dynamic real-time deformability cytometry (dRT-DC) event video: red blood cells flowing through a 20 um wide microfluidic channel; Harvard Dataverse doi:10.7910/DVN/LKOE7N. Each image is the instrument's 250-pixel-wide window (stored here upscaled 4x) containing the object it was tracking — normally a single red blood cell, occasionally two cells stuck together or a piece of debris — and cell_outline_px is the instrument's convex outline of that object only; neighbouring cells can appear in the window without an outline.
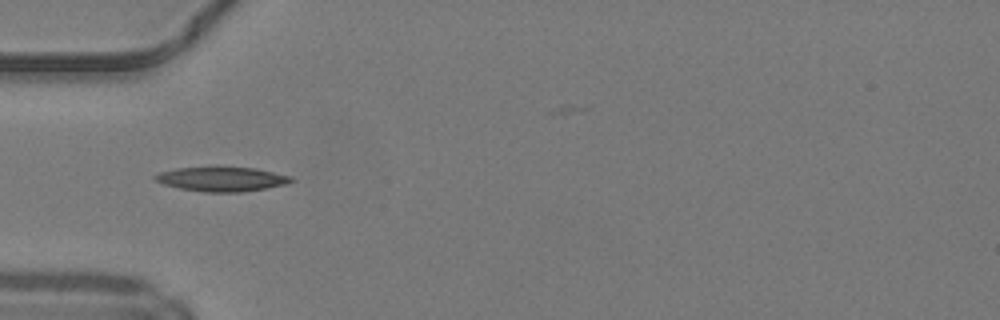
{"species": "common noctule bat (a hibernating species)", "species_latin": "Nyctalus noctula", "temperature_condition": "warm", "stored_images_in_passage": 27, "camera_frame_rate_fps": 3000, "um_per_image_px": 0.085, "animal": {"sex": "male", "body_mass_g": 19.2, "forearm_length_mm": 51.8}, "frame": {"image": 1, "passage_image": 1, "time_ms": 0.0, "image_size_px": [1000, 320], "cell_outline_px": [[296, 180], [284, 184], [264, 188], [240, 192], [204, 192], [180, 188], [164, 184], [156, 180], [152, 176], [160, 172], [176, 168], [216, 164], [256, 168], [292, 176]], "centroid_in_image_um": [18.83, 15.17], "position_along_channel_um": 66.2, "area_um2": 20.11}}
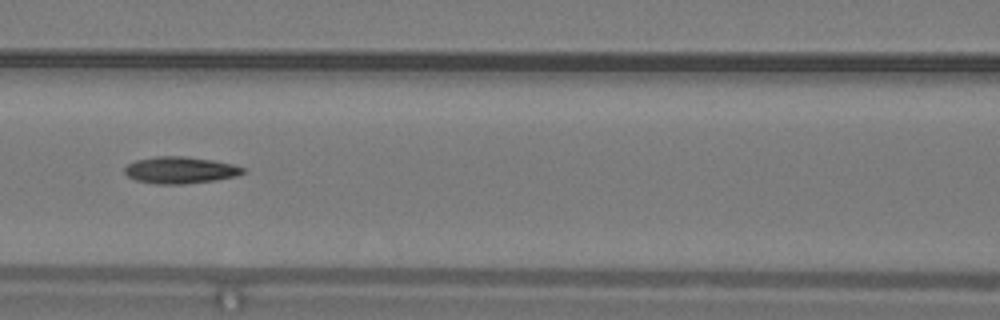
{"frame": {"image": 2, "passage_image": 7, "time_ms": 2.0, "image_size_px": [1000, 320], "cell_outline_px": [[244, 172], [236, 176], [216, 180], [184, 184], [156, 184], [136, 180], [128, 176], [124, 172], [124, 168], [128, 164], [136, 160], [156, 156], [184, 156], [212, 160], [232, 164], [244, 168]], "centroid_in_image_um": [15.3, 14.46], "position_along_channel_um": 151.3, "area_um2": 18.38}}
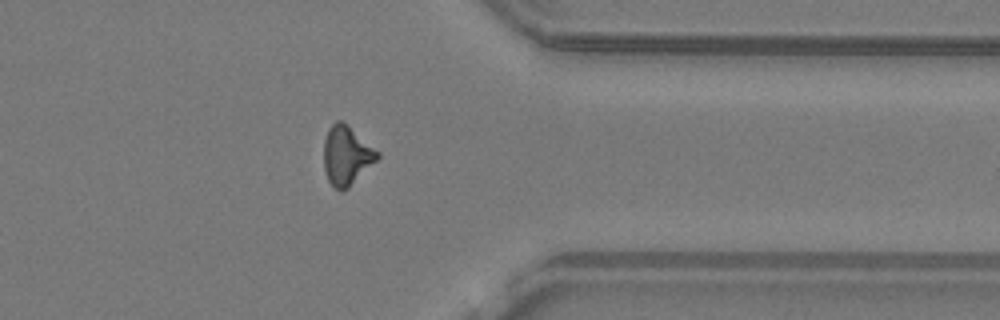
{"frame": {"image": 3, "passage_image": 24, "time_ms": 7.667, "image_size_px": [1000, 320], "cell_outline_px": [[380, 156], [348, 188], [340, 192], [328, 180], [324, 168], [324, 140], [328, 128], [336, 120], [344, 120], [380, 152]], "centroid_in_image_um": [29.46, 13.17], "position_along_channel_um": 381.9, "area_um2": 18.55}}